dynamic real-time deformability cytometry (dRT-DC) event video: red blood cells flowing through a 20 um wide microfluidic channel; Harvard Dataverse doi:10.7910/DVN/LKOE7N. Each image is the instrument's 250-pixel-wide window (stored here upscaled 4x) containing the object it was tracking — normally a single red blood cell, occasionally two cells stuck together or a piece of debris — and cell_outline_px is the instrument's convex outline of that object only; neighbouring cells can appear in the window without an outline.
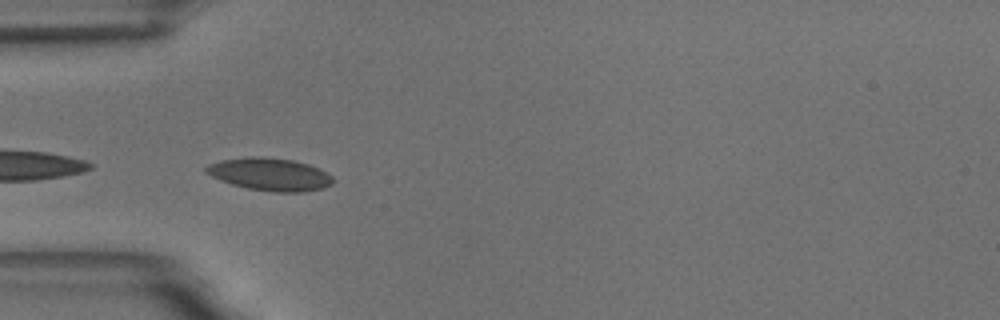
{"species": "common noctule bat (a hibernating species)", "species_latin": "Nyctalus noctula", "temperature_condition": "room temperature", "stored_images_in_passage": 40, "camera_frame_rate_fps": 3000, "um_per_image_px": 0.085, "animal": {"sex": "male", "body_mass_g": 18.8}, "frame": {"image": 1, "passage_image": 1, "time_ms": 0.0, "image_size_px": [1000, 320], "cell_outline_px": [[332, 184], [324, 188], [304, 192], [272, 192], [248, 188], [232, 184], [220, 180], [204, 172], [204, 168], [208, 164], [220, 160], [252, 156], [264, 156], [292, 160], [308, 164], [332, 176]], "centroid_in_image_um": [22.9, 14.81], "position_along_channel_um": 62.1, "area_um2": 24.1}}
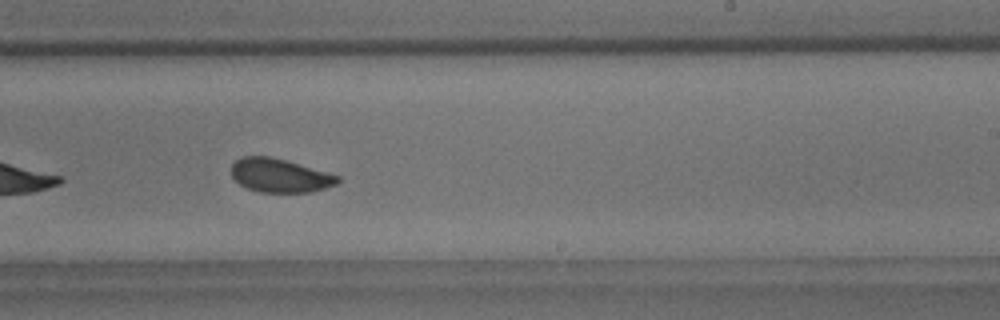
{"frame": {"image": 2, "passage_image": 18, "time_ms": 5.667, "image_size_px": [1000, 320], "cell_outline_px": [[340, 180], [336, 184], [312, 192], [260, 192], [248, 188], [240, 184], [232, 176], [232, 164], [240, 156], [268, 156], [284, 160], [340, 176]], "centroid_in_image_um": [23.77, 14.92], "position_along_channel_um": 265.2, "area_um2": 20.58}}
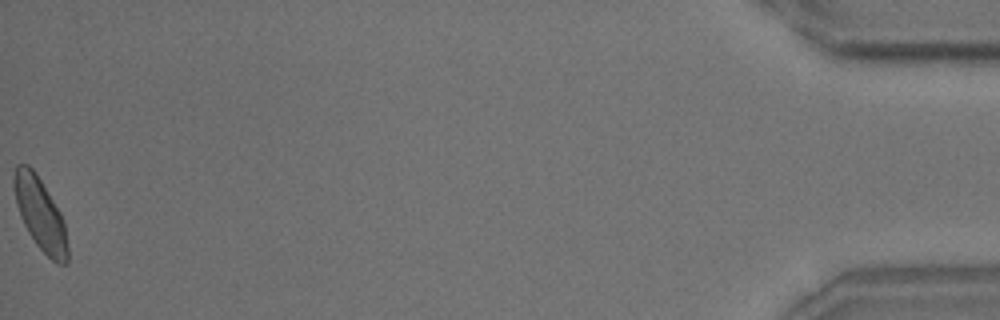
{"frame": {"image": 3, "passage_image": 40, "time_ms": 13.0, "image_size_px": [1000, 320], "cell_outline_px": [[68, 264], [60, 264], [52, 260], [36, 244], [28, 232], [20, 216], [16, 204], [12, 184], [12, 176], [16, 164], [28, 164], [36, 172], [60, 212], [64, 220], [68, 244]], "centroid_in_image_um": [3.41, 18.17], "position_along_channel_um": 431.8, "area_um2": 22.83}, "authors_computed_cell_mechanics": {"area_um2": 21.8484, "velocity_mm_per_s": 3.6106, "shape_relaxation_time_tau1_ms": 3.705, "shape_relaxation_time_tau2_ms": 1.0301, "deformation_change_tau1": 0.0989, "deformation_change_tau2": 0.0537}}